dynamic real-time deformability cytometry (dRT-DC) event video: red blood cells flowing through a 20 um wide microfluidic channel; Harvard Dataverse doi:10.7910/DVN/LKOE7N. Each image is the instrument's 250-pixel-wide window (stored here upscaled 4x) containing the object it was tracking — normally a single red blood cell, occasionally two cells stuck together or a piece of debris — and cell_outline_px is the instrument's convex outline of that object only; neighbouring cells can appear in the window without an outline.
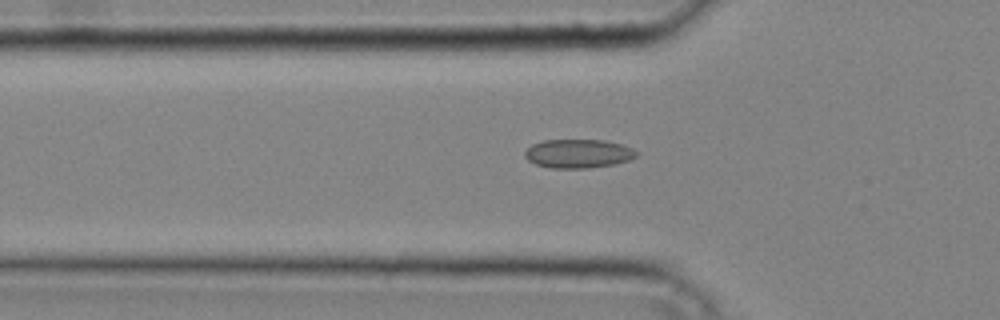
{"species": "common noctule bat (a hibernating species)", "species_latin": "Nyctalus noctula", "temperature_condition": "cold", "stored_images_in_passage": 40, "camera_frame_rate_fps": 3000, "um_per_image_px": 0.085, "animal": {"sex": "male", "body_mass_g": 20.4}, "frame": {"image": 1, "passage_image": 14, "time_ms": 4.333, "image_size_px": [1000, 320], "cell_outline_px": [[640, 152], [636, 156], [628, 160], [616, 164], [588, 168], [552, 168], [536, 164], [528, 160], [524, 156], [524, 152], [532, 144], [544, 140], [604, 140], [620, 144], [632, 148]], "centroid_in_image_um": [49.16, 13.06], "position_along_channel_um": 76.6, "area_um2": 18.73}}
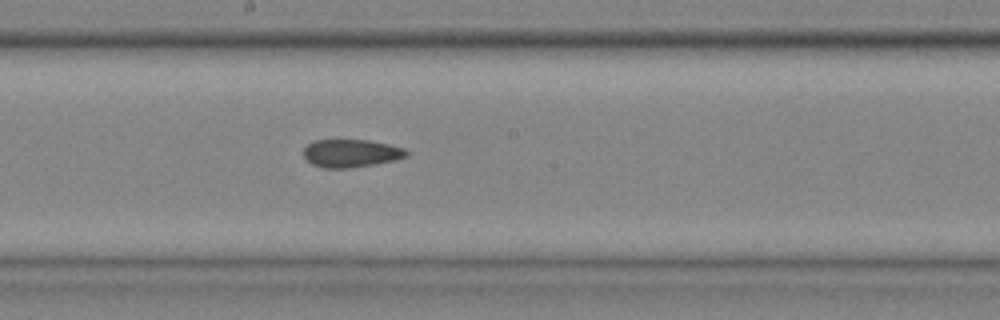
{"frame": {"image": 2, "passage_image": 23, "time_ms": 7.333, "image_size_px": [1000, 320], "cell_outline_px": [[408, 156], [396, 160], [352, 168], [324, 168], [312, 164], [304, 156], [304, 148], [312, 140], [368, 140], [388, 144], [404, 148], [408, 152]], "centroid_in_image_um": [29.85, 13.03], "position_along_channel_um": 218.4, "area_um2": 16.76}}
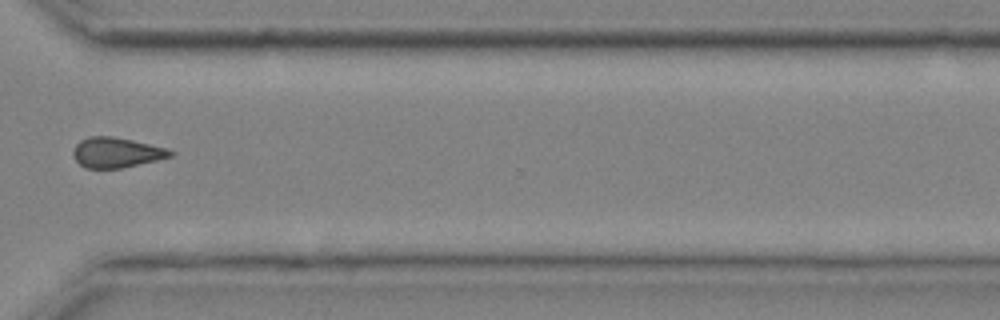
{"frame": {"image": 3, "passage_image": 32, "time_ms": 10.333, "image_size_px": [1000, 320], "cell_outline_px": [[176, 152], [172, 156], [156, 160], [120, 168], [84, 168], [76, 160], [72, 152], [76, 144], [80, 140], [88, 136], [112, 136], [132, 140], [168, 148]], "centroid_in_image_um": [9.89, 12.95], "position_along_channel_um": 360.7, "area_um2": 17.05}}